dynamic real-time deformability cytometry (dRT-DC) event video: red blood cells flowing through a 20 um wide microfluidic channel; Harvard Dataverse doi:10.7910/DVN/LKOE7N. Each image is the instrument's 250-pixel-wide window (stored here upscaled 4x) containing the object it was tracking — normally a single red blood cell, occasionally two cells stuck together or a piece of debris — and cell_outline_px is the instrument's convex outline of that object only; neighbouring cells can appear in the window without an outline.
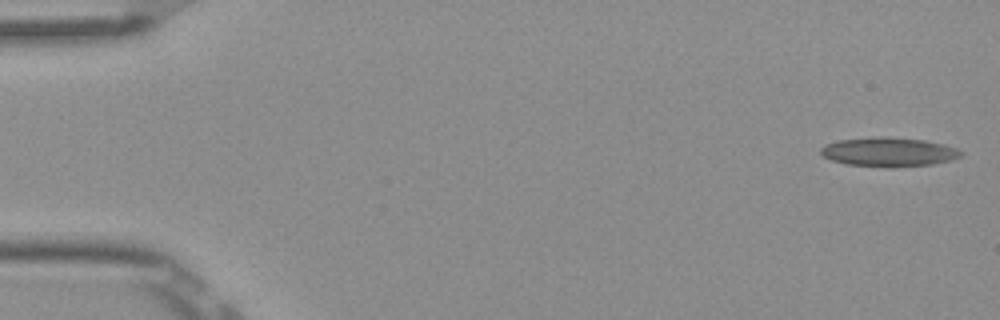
{"species": "Egyptian fruit bat (a non-hibernating species)", "species_latin": "Rousettus aegyptiacus", "temperature_condition": "room temperature", "stored_images_in_passage": 5, "camera_frame_rate_fps": 3000, "um_per_image_px": 0.085, "frame": {"image": 1, "passage_image": 1, "time_ms": 0.0, "image_size_px": [1000, 320], "cell_outline_px": [[964, 156], [952, 160], [932, 164], [892, 168], [888, 168], [848, 164], [832, 160], [824, 156], [820, 152], [820, 148], [824, 144], [836, 140], [872, 136], [888, 136], [924, 140], [944, 144], [956, 148], [964, 152]], "centroid_in_image_um": [75.56, 12.91], "position_along_channel_um": 9.4, "area_um2": 24.33}}
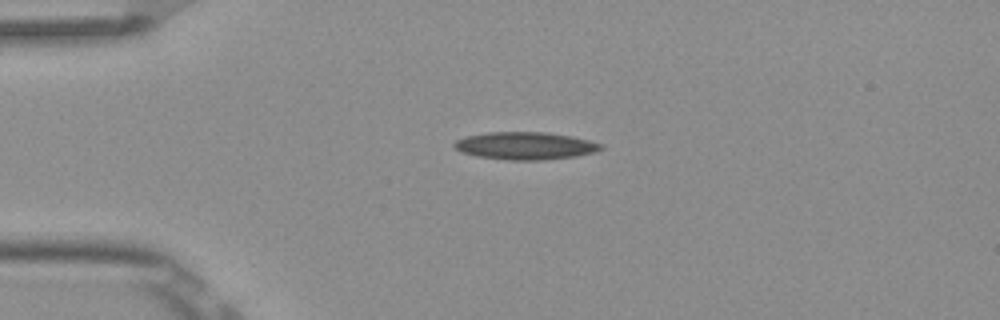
{"frame": {"image": 2, "passage_image": 4, "time_ms": 1.0, "image_size_px": [1000, 320], "cell_outline_px": [[604, 148], [596, 152], [576, 156], [544, 160], [508, 160], [476, 156], [464, 152], [456, 148], [452, 144], [456, 140], [468, 136], [488, 132], [548, 132], [572, 136], [604, 144]], "centroid_in_image_um": [44.71, 12.39], "position_along_channel_um": 40.3, "area_um2": 23.58}}